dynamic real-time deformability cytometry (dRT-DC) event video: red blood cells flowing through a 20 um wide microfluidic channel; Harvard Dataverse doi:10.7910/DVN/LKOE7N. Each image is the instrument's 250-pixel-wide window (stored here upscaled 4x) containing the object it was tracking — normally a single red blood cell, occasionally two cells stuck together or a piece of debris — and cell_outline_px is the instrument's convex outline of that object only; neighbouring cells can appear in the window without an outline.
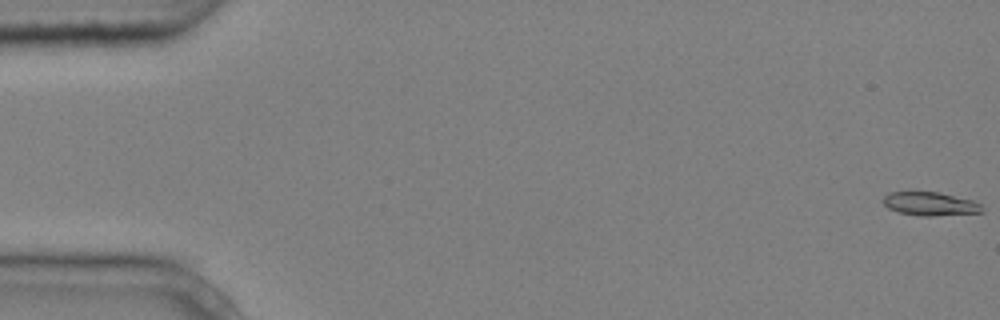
{"species": "common noctule bat (a hibernating species)", "species_latin": "Nyctalus noctula", "temperature_condition": "cold", "stored_images_in_passage": 5, "camera_frame_rate_fps": 3000, "um_per_image_px": 0.085, "animal": {"sex": "male", "body_mass_g": 20.4}, "frame": {"image": 1, "passage_image": 1, "time_ms": 0.0, "image_size_px": [1000, 320], "cell_outline_px": [[984, 212], [932, 216], [920, 216], [900, 212], [888, 208], [880, 200], [888, 192], [908, 188], [912, 188], [940, 192], [972, 200], [980, 204]], "centroid_in_image_um": [78.95, 17.26], "position_along_channel_um": 6.0, "area_um2": 14.39}}
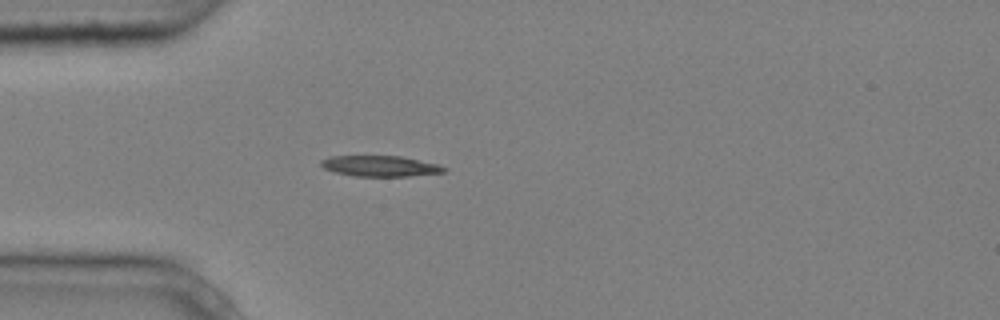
{"frame": {"image": 2, "passage_image": 5, "time_ms": 1.333, "image_size_px": [1000, 320], "cell_outline_px": [[448, 168], [444, 172], [408, 176], [352, 176], [336, 172], [324, 168], [320, 164], [320, 160], [332, 156], [400, 156], [440, 164]], "centroid_in_image_um": [32.34, 14.11], "position_along_channel_um": 52.7, "area_um2": 14.85}}